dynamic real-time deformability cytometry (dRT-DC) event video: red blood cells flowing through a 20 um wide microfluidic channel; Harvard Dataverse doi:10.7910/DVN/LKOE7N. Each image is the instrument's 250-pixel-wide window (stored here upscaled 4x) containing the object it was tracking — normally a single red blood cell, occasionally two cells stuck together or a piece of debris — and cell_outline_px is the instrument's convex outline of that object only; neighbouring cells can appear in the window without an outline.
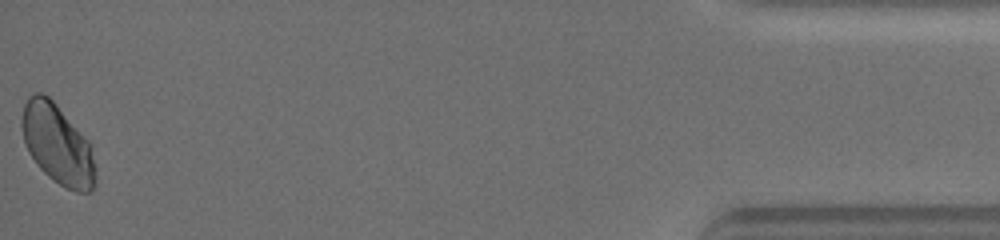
{"species": "human", "species_latin": "Homo sapiens", "temperature_condition": "warm", "stored_images_in_passage": 43, "camera_frame_rate_fps": 3000, "um_per_image_px": 0.085, "donor": {"sex": "male"}, "frame": {"image": 1, "passage_image": 43, "time_ms": 14.667, "image_size_px": [1000, 240], "cell_outline_px": [[96, 180], [92, 192], [76, 192], [64, 188], [48, 176], [36, 164], [28, 152], [24, 144], [20, 124], [20, 120], [24, 104], [28, 96], [36, 92], [40, 92], [48, 96], [56, 104], [88, 140], [96, 168]], "centroid_in_image_um": [4.87, 12.28], "position_along_channel_um": 430.3, "area_um2": 34.56}}